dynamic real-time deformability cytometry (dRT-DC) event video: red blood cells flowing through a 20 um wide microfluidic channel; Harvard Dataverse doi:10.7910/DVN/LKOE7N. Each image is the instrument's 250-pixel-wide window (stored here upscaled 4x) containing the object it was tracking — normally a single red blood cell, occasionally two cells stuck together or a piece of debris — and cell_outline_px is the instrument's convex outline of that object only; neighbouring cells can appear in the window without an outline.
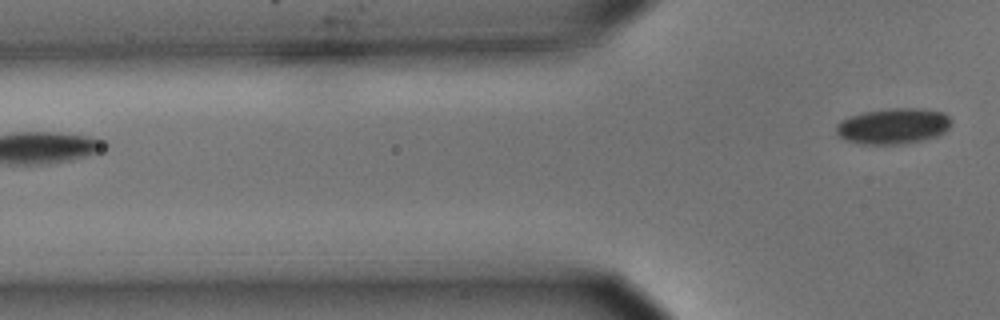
{"species": "common noctule bat (a hibernating species)", "species_latin": "Nyctalus noctula", "temperature_condition": "cold", "stored_images_in_passage": 4, "camera_frame_rate_fps": 3000, "um_per_image_px": 0.085, "animal": {"sex": "male", "body_mass_g": 15.6}, "frame": {"image": 1, "passage_image": 4, "time_ms": 1.0, "image_size_px": [1000, 320], "cell_outline_px": [[952, 120], [948, 128], [944, 132], [936, 136], [920, 140], [896, 144], [864, 144], [848, 140], [840, 136], [836, 132], [836, 124], [840, 120], [848, 116], [864, 112], [888, 108], [920, 108], [944, 112]], "centroid_in_image_um": [75.91, 10.69], "position_along_channel_um": 49.9, "area_um2": 23.87}}